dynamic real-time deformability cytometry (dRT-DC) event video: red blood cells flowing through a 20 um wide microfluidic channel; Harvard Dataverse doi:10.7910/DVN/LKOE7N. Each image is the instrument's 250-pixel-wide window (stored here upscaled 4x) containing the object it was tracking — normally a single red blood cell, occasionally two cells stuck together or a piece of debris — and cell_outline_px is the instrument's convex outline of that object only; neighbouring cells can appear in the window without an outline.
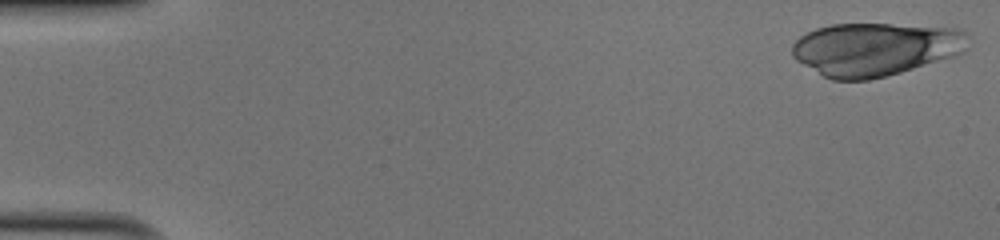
{"species": "human", "species_latin": "Homo sapiens", "temperature_condition": "cold", "stored_images_in_passage": 49, "camera_frame_rate_fps": 3000, "um_per_image_px": 0.085, "donor": {"sex": "male"}, "frame": {"image": 1, "passage_image": 1, "time_ms": 0.0, "image_size_px": [1000, 240], "cell_outline_px": [[968, 48], [964, 52], [952, 56], [900, 72], [868, 80], [832, 80], [824, 76], [796, 60], [792, 56], [792, 44], [800, 36], [816, 28], [832, 24], [888, 24], [964, 28]], "centroid_in_image_um": [74.39, 4.16], "position_along_channel_um": 10.6, "area_um2": 54.39}}
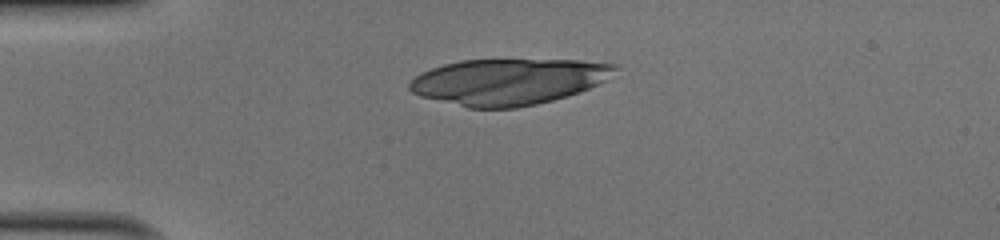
{"frame": {"image": 2, "passage_image": 12, "time_ms": 3.667, "image_size_px": [1000, 240], "cell_outline_px": [[620, 68], [608, 80], [580, 92], [568, 96], [536, 104], [516, 108], [468, 108], [420, 96], [412, 92], [408, 88], [408, 84], [416, 76], [432, 68], [444, 64], [460, 60], [580, 60], [620, 64]], "centroid_in_image_um": [43.28, 6.94], "position_along_channel_um": 41.7, "area_um2": 55.49}}